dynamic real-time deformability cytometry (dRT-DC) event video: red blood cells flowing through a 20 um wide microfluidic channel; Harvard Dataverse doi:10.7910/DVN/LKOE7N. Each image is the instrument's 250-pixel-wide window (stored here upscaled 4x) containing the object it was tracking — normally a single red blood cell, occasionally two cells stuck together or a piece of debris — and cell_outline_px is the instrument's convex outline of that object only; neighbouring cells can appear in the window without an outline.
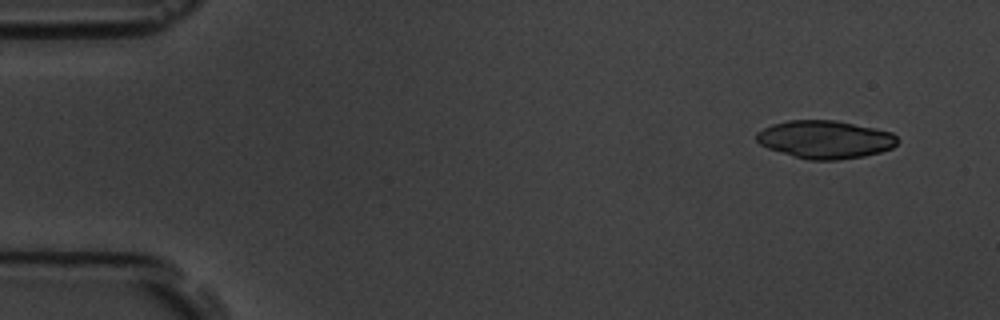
{"species": "common noctule bat (a hibernating species)", "species_latin": "Nyctalus noctula", "temperature_condition": "room temperature", "stored_images_in_passage": 6, "camera_frame_rate_fps": 3000, "um_per_image_px": 0.085, "animal": {"sex": "male", "body_mass_g": 19.5, "forearm_length_mm": 54.6}, "frame": {"image": 1, "passage_image": 1, "time_ms": 0.0, "image_size_px": [1000, 320], "cell_outline_px": [[900, 140], [892, 148], [880, 152], [864, 156], [836, 160], [808, 160], [792, 156], [768, 148], [760, 144], [756, 140], [756, 132], [772, 124], [788, 120], [836, 120], [876, 128], [892, 132]], "centroid_in_image_um": [70.14, 11.85], "position_along_channel_um": 14.9, "area_um2": 31.39}}